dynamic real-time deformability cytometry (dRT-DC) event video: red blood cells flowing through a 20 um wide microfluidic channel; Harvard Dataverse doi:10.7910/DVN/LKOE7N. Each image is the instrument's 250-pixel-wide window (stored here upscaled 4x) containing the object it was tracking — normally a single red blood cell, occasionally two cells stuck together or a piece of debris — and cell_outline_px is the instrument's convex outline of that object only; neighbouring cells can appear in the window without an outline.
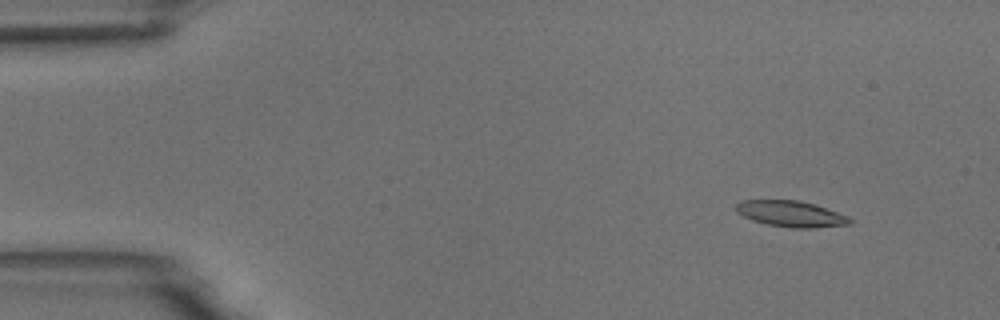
{"species": "common noctule bat (a hibernating species)", "species_latin": "Nyctalus noctula", "temperature_condition": "room temperature", "stored_images_in_passage": 4, "camera_frame_rate_fps": 3000, "um_per_image_px": 0.085, "animal": {"sex": "male", "body_mass_g": 18.8}, "frame": {"image": 1, "passage_image": 1, "time_ms": 0.0, "image_size_px": [1000, 320], "cell_outline_px": [[852, 224], [812, 228], [792, 228], [768, 224], [752, 220], [736, 212], [736, 204], [744, 200], [800, 200], [848, 216], [852, 220]], "centroid_in_image_um": [67.23, 18.18], "position_along_channel_um": 17.8, "area_um2": 17.05}}
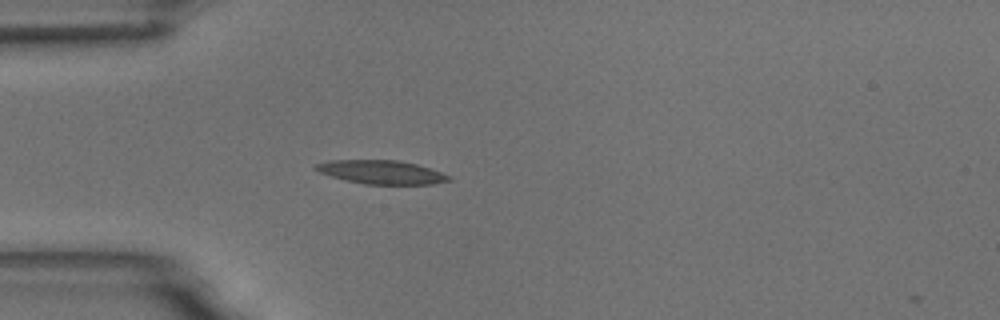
{"frame": {"image": 2, "passage_image": 4, "time_ms": 3.333, "image_size_px": [1000, 320], "cell_outline_px": [[452, 180], [432, 184], [364, 184], [344, 180], [320, 172], [312, 168], [316, 164], [328, 160], [400, 160], [416, 164], [452, 176]], "centroid_in_image_um": [32.41, 14.63], "position_along_channel_um": 52.6, "area_um2": 18.32}}